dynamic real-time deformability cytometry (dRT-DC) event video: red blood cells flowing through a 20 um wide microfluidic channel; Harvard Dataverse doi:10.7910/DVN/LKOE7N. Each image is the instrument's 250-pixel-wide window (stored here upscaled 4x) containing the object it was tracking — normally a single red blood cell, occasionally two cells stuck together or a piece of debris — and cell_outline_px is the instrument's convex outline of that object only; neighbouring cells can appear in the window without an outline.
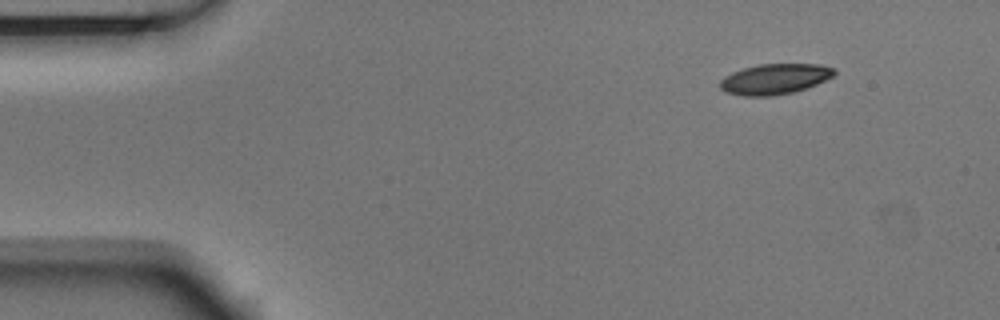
{"species": "Egyptian fruit bat (a non-hibernating species)", "species_latin": "Rousettus aegyptiacus", "temperature_condition": "room temperature", "stored_images_in_passage": 3, "camera_frame_rate_fps": 3000, "um_per_image_px": 0.085, "animal": {"sex": "male"}, "frame": {"image": 1, "passage_image": 1, "time_ms": 0.0, "image_size_px": [1000, 320], "cell_outline_px": [[836, 72], [832, 76], [816, 84], [792, 92], [772, 96], [744, 96], [724, 92], [720, 88], [720, 80], [724, 76], [732, 72], [744, 68], [760, 64], [820, 64], [836, 68]], "centroid_in_image_um": [65.83, 6.71], "position_along_channel_um": 19.2, "area_um2": 20.23}}
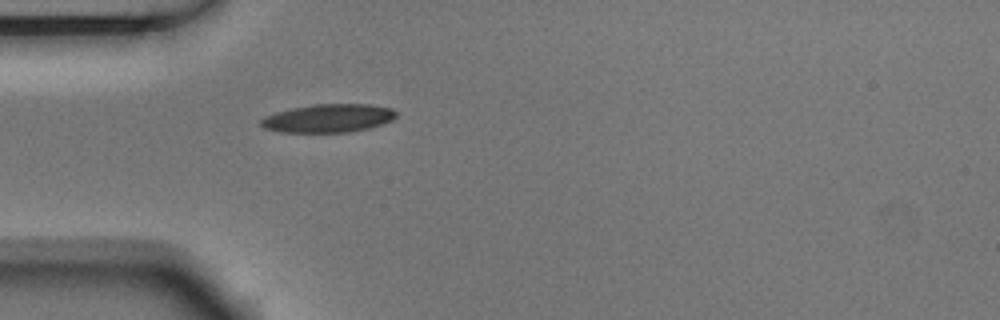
{"frame": {"image": 2, "passage_image": 3, "time_ms": 0.667, "image_size_px": [1000, 320], "cell_outline_px": [[396, 116], [392, 120], [368, 128], [348, 132], [280, 132], [264, 128], [260, 124], [260, 120], [264, 116], [276, 112], [292, 108], [312, 104], [368, 104], [392, 108], [396, 112]], "centroid_in_image_um": [27.88, 10.04], "position_along_channel_um": 57.1, "area_um2": 22.25}}